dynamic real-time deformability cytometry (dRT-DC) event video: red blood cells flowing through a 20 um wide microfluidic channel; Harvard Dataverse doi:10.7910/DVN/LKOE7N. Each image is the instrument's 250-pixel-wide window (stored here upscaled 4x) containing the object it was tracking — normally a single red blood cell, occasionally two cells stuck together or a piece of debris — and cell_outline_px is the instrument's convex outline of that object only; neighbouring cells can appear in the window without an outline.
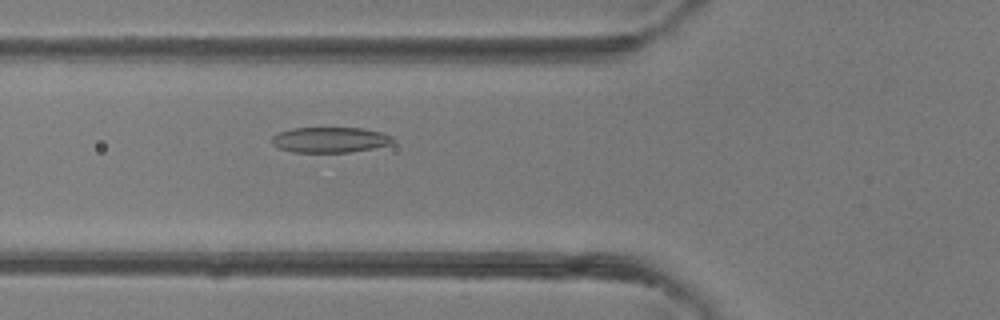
{"species": "common noctule bat (a hibernating species)", "species_latin": "Nyctalus noctula", "temperature_condition": "room temperature", "stored_images_in_passage": 31, "camera_frame_rate_fps": 3000, "um_per_image_px": 0.085, "animal": {"sex": "female"}, "frame": {"image": 1, "passage_image": 5, "time_ms": 1.333, "image_size_px": [1000, 320], "cell_outline_px": [[396, 140], [392, 144], [372, 148], [348, 152], [292, 152], [280, 148], [272, 144], [272, 136], [280, 132], [292, 128], [364, 128], [380, 132], [392, 136]], "centroid_in_image_um": [28.07, 11.88], "position_along_channel_um": 97.7, "area_um2": 17.92}}
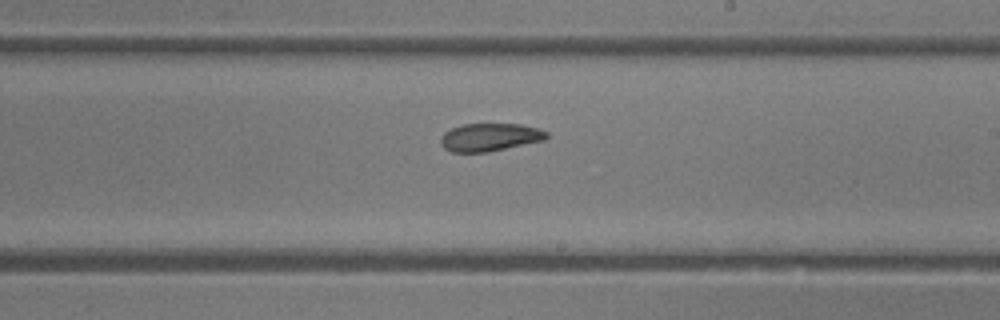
{"frame": {"image": 2, "passage_image": 14, "time_ms": 4.333, "image_size_px": [1000, 320], "cell_outline_px": [[548, 136], [544, 140], [488, 152], [452, 152], [444, 148], [440, 144], [440, 136], [444, 132], [460, 124], [520, 124], [540, 128], [548, 132]], "centroid_in_image_um": [41.62, 11.66], "position_along_channel_um": 247.4, "area_um2": 17.34}}
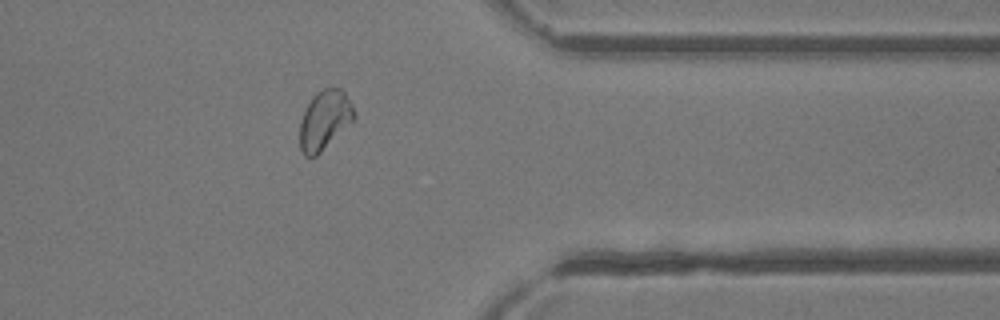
{"frame": {"image": 3, "passage_image": 23, "time_ms": 7.333, "image_size_px": [1000, 320], "cell_outline_px": [[356, 116], [316, 156], [304, 156], [300, 148], [300, 120], [312, 96], [316, 92], [324, 88], [340, 88], [344, 92], [352, 104], [356, 112]], "centroid_in_image_um": [27.58, 10.17], "position_along_channel_um": 383.8, "area_um2": 18.38}}